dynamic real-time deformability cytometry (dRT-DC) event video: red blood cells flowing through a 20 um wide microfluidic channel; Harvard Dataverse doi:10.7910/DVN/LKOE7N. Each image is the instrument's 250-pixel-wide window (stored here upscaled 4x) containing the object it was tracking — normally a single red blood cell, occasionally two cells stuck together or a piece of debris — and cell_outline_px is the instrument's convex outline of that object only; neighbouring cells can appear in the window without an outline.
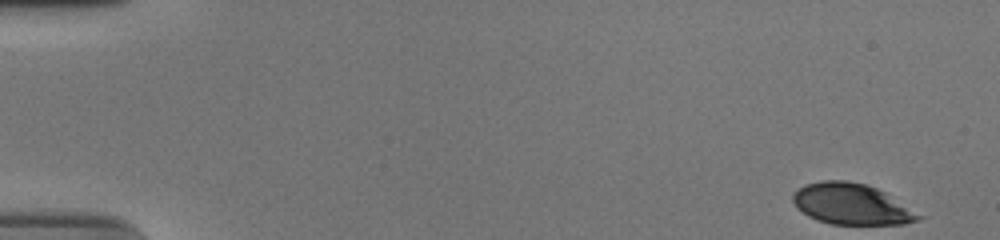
{"species": "human", "species_latin": "Homo sapiens", "temperature_condition": "cold", "stored_images_in_passage": 54, "camera_frame_rate_fps": 3000, "um_per_image_px": 0.085, "donor": {"sex": "male"}, "frame": {"image": 1, "passage_image": 1, "time_ms": 0.0, "image_size_px": [1000, 240], "cell_outline_px": [[924, 216], [920, 220], [904, 224], [832, 224], [808, 216], [796, 208], [792, 200], [792, 196], [796, 188], [804, 184], [820, 180], [848, 180], [864, 184], [876, 188], [884, 192]], "centroid_in_image_um": [72.34, 17.34], "position_along_channel_um": 12.7, "area_um2": 30.06}}
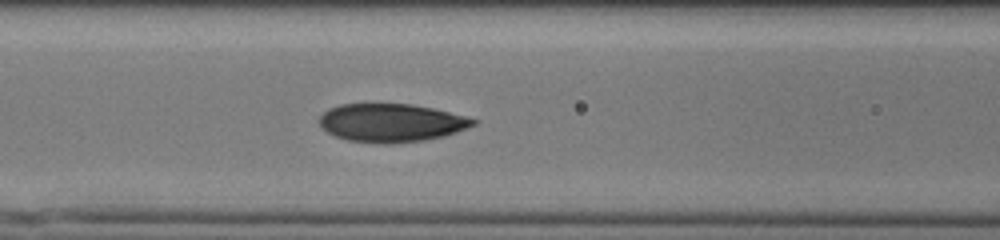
{"frame": {"image": 2, "passage_image": 23, "time_ms": 7.333, "image_size_px": [1000, 240], "cell_outline_px": [[480, 120], [476, 124], [456, 132], [444, 136], [424, 140], [392, 144], [384, 144], [348, 140], [336, 136], [328, 132], [320, 124], [320, 116], [328, 108], [340, 104], [412, 104], [432, 108]], "centroid_in_image_um": [33.27, 10.44], "position_along_channel_um": 133.3, "area_um2": 34.16}}
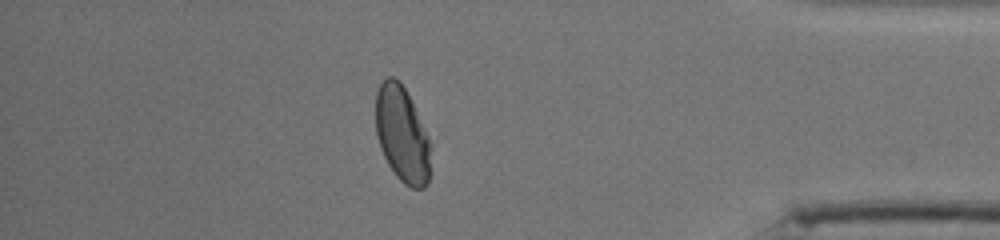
{"frame": {"image": 3, "passage_image": 47, "time_ms": 15.333, "image_size_px": [1000, 240], "cell_outline_px": [[428, 184], [424, 188], [412, 188], [404, 184], [396, 176], [388, 164], [380, 148], [376, 136], [376, 92], [380, 84], [388, 76], [392, 76], [400, 80], [428, 136]], "centroid_in_image_um": [34.13, 11.42], "position_along_channel_um": 401.1, "area_um2": 30.06}, "authors_computed_cell_mechanics": {"area_um2": 33.2061, "velocity_mm_per_s": 3.7361, "shape_relaxation_time_tau1_ms": 4.7309, "shape_relaxation_time_tau2_ms": 0.9823, "deformation_change_tau1": 0.1726, "deformation_change_tau2": 0.05}}